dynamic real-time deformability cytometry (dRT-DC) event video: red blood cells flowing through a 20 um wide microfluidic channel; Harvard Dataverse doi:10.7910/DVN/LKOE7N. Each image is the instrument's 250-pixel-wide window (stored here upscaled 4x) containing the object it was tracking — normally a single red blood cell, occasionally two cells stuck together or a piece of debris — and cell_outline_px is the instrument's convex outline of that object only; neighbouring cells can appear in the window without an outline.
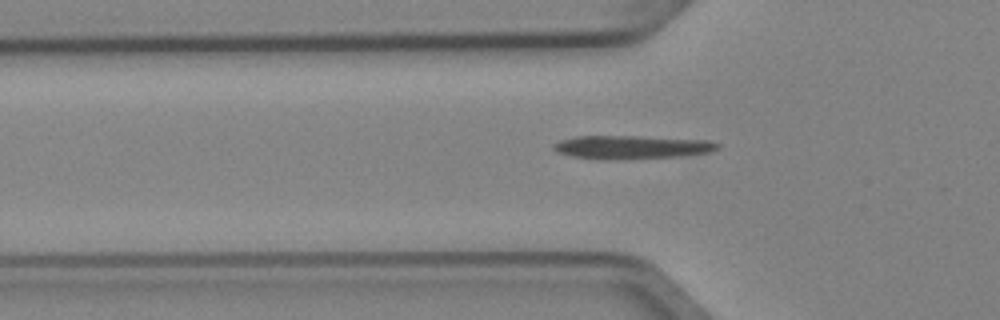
{"species": "Egyptian fruit bat (a non-hibernating species)", "species_latin": "Rousettus aegyptiacus", "temperature_condition": "cold", "stored_images_in_passage": 3, "camera_frame_rate_fps": 3000, "um_per_image_px": 0.085, "animal": {"sex": "female"}, "frame": {"image": 1, "passage_image": 3, "time_ms": 0.667, "image_size_px": [1000, 320], "cell_outline_px": [[720, 148], [712, 152], [684, 156], [572, 156], [556, 152], [552, 148], [552, 144], [560, 140], [576, 136], [636, 136], [708, 140], [720, 144]], "centroid_in_image_um": [53.78, 12.44], "position_along_channel_um": 72.0, "area_um2": 20.98}}